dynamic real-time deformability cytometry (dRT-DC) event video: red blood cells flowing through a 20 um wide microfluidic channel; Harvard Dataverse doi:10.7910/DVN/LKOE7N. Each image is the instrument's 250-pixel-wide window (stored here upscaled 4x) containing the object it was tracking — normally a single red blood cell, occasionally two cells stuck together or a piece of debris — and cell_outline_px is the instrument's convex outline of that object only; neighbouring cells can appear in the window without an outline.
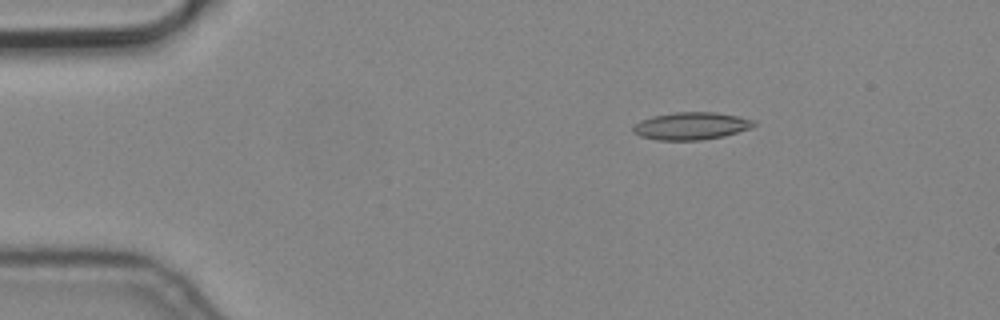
{"species": "common noctule bat (a hibernating species)", "species_latin": "Nyctalus noctula", "temperature_condition": "cold", "stored_images_in_passage": 4, "camera_frame_rate_fps": 3000, "um_per_image_px": 0.085, "animal": {"sex": "male", "body_mass_g": 19.2, "forearm_length_mm": 51.8}, "frame": {"image": 1, "passage_image": 3, "time_ms": 0.667, "image_size_px": [1000, 320], "cell_outline_px": [[756, 124], [752, 128], [724, 136], [700, 140], [656, 140], [640, 136], [632, 132], [632, 128], [640, 120], [652, 116], [676, 112], [716, 112], [740, 116], [756, 120]], "centroid_in_image_um": [58.78, 10.7], "position_along_channel_um": 26.2, "area_um2": 19.54}}